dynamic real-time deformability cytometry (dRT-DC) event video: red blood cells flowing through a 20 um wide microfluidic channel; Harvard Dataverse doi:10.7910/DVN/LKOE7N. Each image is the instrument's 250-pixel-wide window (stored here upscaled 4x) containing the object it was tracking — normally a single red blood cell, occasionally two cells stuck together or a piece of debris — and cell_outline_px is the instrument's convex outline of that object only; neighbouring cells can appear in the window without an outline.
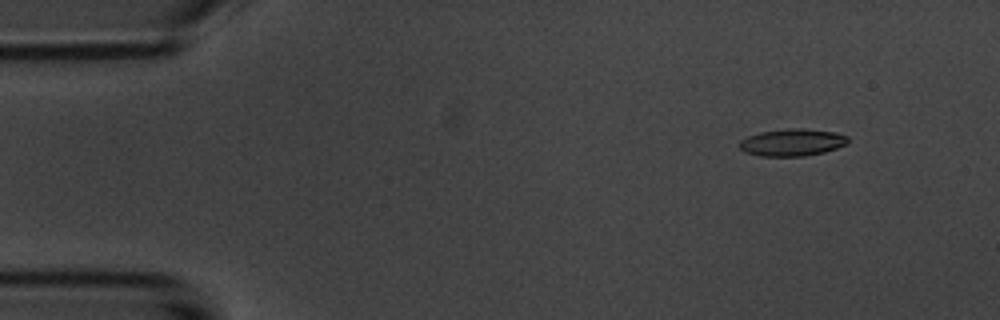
{"species": "common noctule bat (a hibernating species)", "species_latin": "Nyctalus noctula", "temperature_condition": "room temperature", "stored_images_in_passage": 4, "camera_frame_rate_fps": 3000, "um_per_image_px": 0.085, "animal": {"sex": "male", "body_mass_g": 20.1, "forearm_length_mm": 53.5}, "frame": {"image": 1, "passage_image": 2, "time_ms": 1.333, "image_size_px": [1000, 320], "cell_outline_px": [[848, 144], [824, 152], [804, 156], [760, 156], [744, 152], [740, 148], [740, 140], [748, 136], [760, 132], [788, 128], [804, 128], [836, 132], [848, 136]], "centroid_in_image_um": [67.35, 12.1], "position_along_channel_um": 17.6, "area_um2": 17.28}}
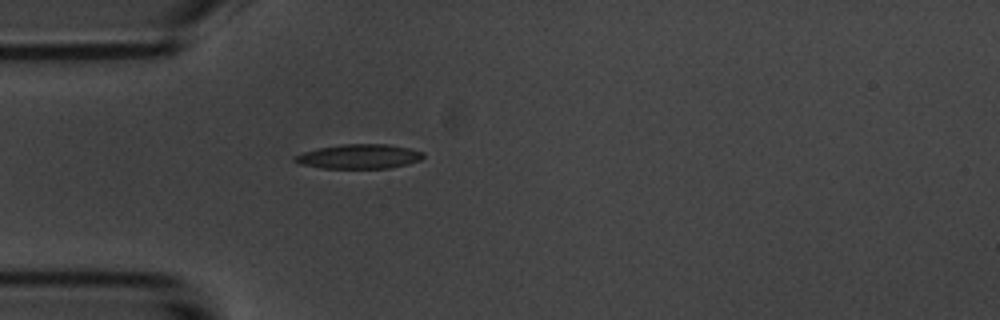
{"frame": {"image": 2, "passage_image": 4, "time_ms": 4.667, "image_size_px": [1000, 320], "cell_outline_px": [[424, 156], [420, 160], [408, 164], [388, 168], [320, 168], [300, 164], [292, 160], [292, 156], [304, 152], [320, 148], [344, 144], [388, 144], [408, 148], [424, 152]], "centroid_in_image_um": [30.51, 13.3], "position_along_channel_um": 54.5, "area_um2": 18.26}}